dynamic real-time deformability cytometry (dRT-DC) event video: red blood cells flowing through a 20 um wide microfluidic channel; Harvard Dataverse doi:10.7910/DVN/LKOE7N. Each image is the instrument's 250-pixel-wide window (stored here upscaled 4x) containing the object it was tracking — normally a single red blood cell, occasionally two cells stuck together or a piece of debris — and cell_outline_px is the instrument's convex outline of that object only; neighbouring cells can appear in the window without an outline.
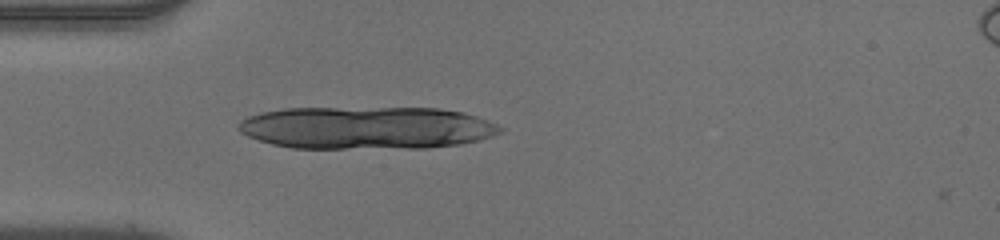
{"species": "human", "species_latin": "Homo sapiens", "temperature_condition": "warm", "stored_images_in_passage": 37, "camera_frame_rate_fps": 3000, "um_per_image_px": 0.085, "donor": {"sex": "male"}, "frame": {"image": 1, "passage_image": 1, "time_ms": 0.0, "image_size_px": [1000, 240], "cell_outline_px": [[504, 132], [480, 140], [460, 144], [428, 148], [292, 148], [272, 144], [248, 136], [240, 132], [236, 128], [236, 124], [240, 120], [248, 116], [260, 112], [284, 108], [440, 108], [464, 112], [476, 116], [496, 124], [504, 128]], "centroid_in_image_um": [31.16, 10.86], "position_along_channel_um": 53.8, "area_um2": 65.55}}
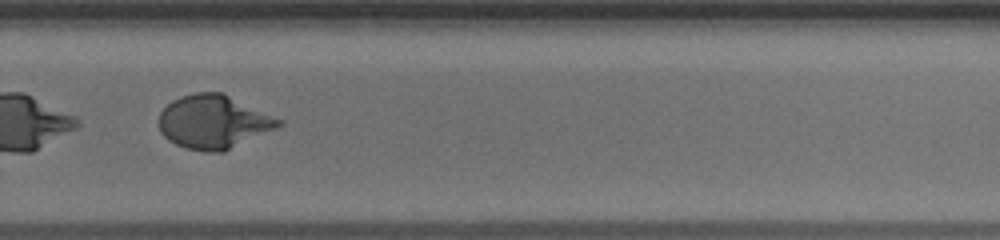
{"frame": {"image": 2, "passage_image": 22, "time_ms": 7.0, "image_size_px": [1000, 240], "cell_outline_px": [[284, 124], [276, 128], [224, 152], [204, 152], [188, 148], [176, 144], [168, 140], [160, 132], [160, 112], [172, 100], [196, 92], [224, 92], [284, 120]], "centroid_in_image_um": [18.19, 10.35], "position_along_channel_um": 311.6, "area_um2": 37.51}, "authors_computed_cell_mechanics": {"area_um2": 37.0498, "velocity_mm_per_s": 3.9316, "shape_relaxation_time_tau1_ms": 5.8426, "shape_relaxation_time_tau2_ms": null, "deformation_change_tau1": 0.3089, "deformation_change_tau2": null}}